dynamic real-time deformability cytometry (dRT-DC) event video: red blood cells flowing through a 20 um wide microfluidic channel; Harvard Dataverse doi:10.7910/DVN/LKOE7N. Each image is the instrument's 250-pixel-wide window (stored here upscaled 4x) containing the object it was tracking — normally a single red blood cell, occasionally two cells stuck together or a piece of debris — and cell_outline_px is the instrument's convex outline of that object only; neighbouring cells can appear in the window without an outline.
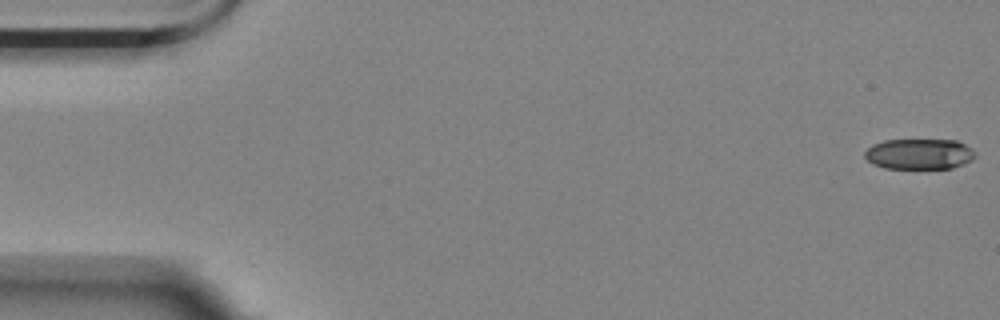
{"species": "Egyptian fruit bat (a non-hibernating species)", "species_latin": "Rousettus aegyptiacus", "temperature_condition": "room temperature", "stored_images_in_passage": 9, "camera_frame_rate_fps": 3000, "um_per_image_px": 0.085, "animal": {"sex": "female"}, "frame": {"image": 1, "passage_image": 1, "time_ms": 0.0, "image_size_px": [1000, 320], "cell_outline_px": [[976, 156], [972, 160], [964, 164], [952, 168], [884, 168], [872, 164], [864, 156], [864, 152], [872, 144], [884, 140], [956, 140], [972, 148], [976, 152]], "centroid_in_image_um": [78.15, 13.09], "position_along_channel_um": 6.9, "area_um2": 19.83}}
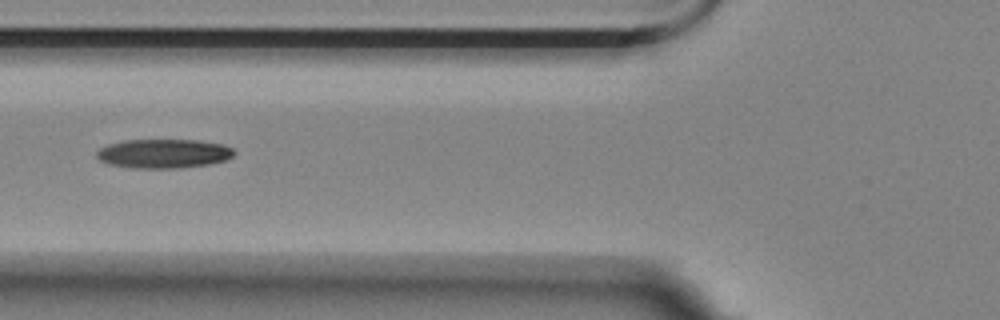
{"frame": {"image": 2, "passage_image": 7, "time_ms": 6.667, "image_size_px": [1000, 320], "cell_outline_px": [[236, 152], [228, 160], [208, 164], [180, 168], [128, 168], [108, 164], [100, 160], [96, 156], [96, 152], [100, 148], [108, 144], [124, 140], [200, 140], [224, 144], [232, 148]], "centroid_in_image_um": [13.91, 13.05], "position_along_channel_um": 111.9, "area_um2": 23.58}}
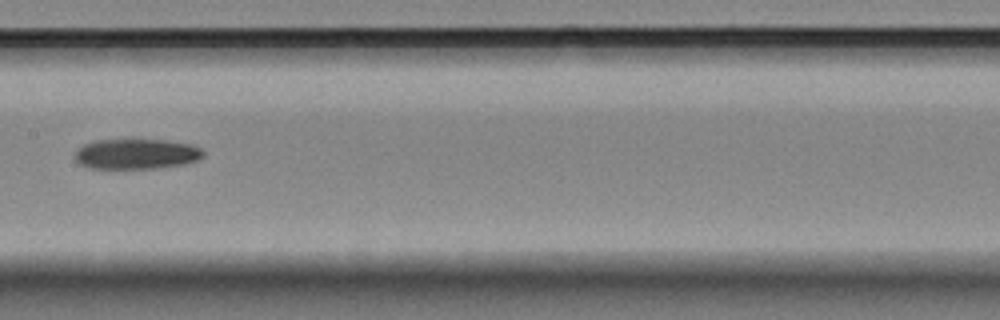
{"frame": {"image": 3, "passage_image": 9, "time_ms": 9.0, "image_size_px": [1000, 320], "cell_outline_px": [[204, 156], [196, 160], [184, 164], [156, 168], [92, 168], [80, 164], [76, 160], [76, 148], [92, 140], [128, 136], [136, 136], [192, 144], [200, 148], [204, 152]], "centroid_in_image_um": [11.56, 13.01], "position_along_channel_um": 195.8, "area_um2": 23.7}}